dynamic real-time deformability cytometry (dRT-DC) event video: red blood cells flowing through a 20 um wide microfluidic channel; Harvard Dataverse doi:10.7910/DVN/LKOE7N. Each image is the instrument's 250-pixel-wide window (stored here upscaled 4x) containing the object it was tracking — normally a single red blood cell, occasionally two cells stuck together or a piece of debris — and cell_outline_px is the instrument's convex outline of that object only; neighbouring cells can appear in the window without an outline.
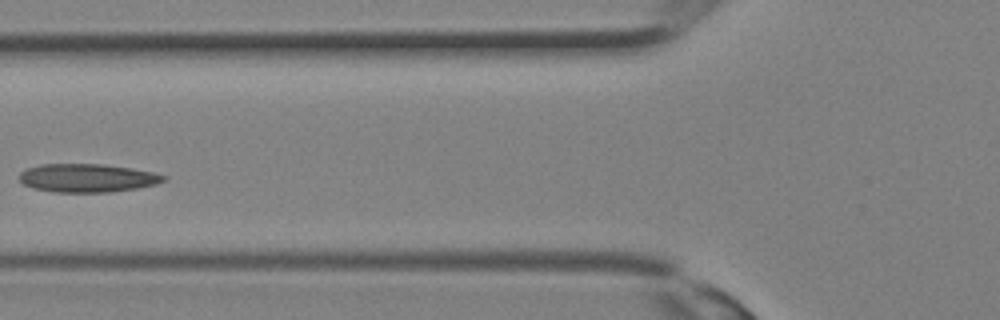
{"species": "Egyptian fruit bat (a non-hibernating species)", "species_latin": "Rousettus aegyptiacus", "temperature_condition": "room temperature", "stored_images_in_passage": 12, "camera_frame_rate_fps": 3000, "um_per_image_px": 0.085, "animal": {"sex": "female"}, "frame": {"image": 1, "passage_image": 9, "time_ms": 2.667, "image_size_px": [1000, 320], "cell_outline_px": [[168, 176], [164, 180], [156, 184], [136, 188], [112, 192], [52, 192], [32, 188], [24, 184], [16, 176], [24, 168], [40, 164], [104, 164], [132, 168], [152, 172]], "centroid_in_image_um": [7.36, 15.12], "position_along_channel_um": 118.4, "area_um2": 24.1}}
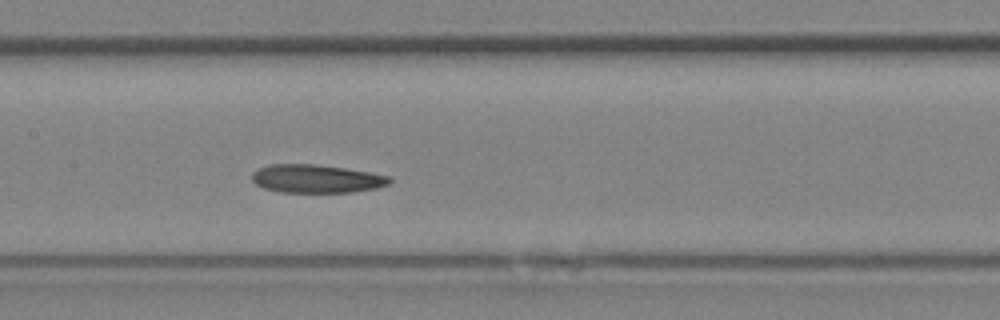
{"frame": {"image": 2, "passage_image": 12, "time_ms": 3.667, "image_size_px": [1000, 320], "cell_outline_px": [[392, 180], [388, 184], [376, 188], [352, 192], [280, 192], [264, 188], [256, 184], [252, 180], [252, 172], [260, 168], [272, 164], [312, 164], [344, 168], [392, 176]], "centroid_in_image_um": [26.9, 15.19], "position_along_channel_um": 180.5, "area_um2": 22.54}}